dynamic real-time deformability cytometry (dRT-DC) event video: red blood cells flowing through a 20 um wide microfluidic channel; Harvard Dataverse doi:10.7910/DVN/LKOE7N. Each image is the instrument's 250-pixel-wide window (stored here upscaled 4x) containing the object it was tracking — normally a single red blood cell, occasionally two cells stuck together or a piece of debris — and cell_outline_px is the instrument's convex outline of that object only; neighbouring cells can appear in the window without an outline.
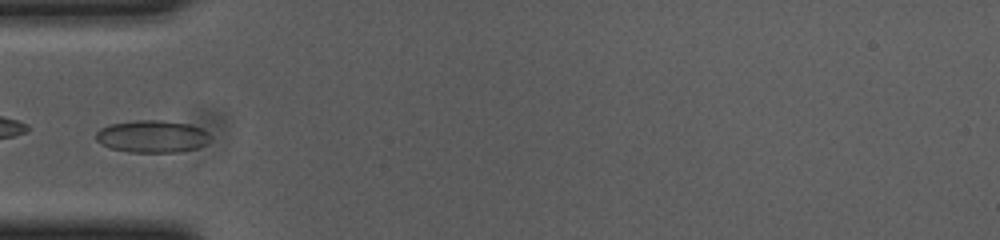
{"species": "common noctule bat (a hibernating species)", "species_latin": "Nyctalus noctula", "temperature_condition": "cold", "stored_images_in_passage": 37, "camera_frame_rate_fps": 3000, "um_per_image_px": 0.085, "animal": {"sex": "female", "body_mass_g": 23.0, "forearm_length_mm": 53.4}, "frame": {"image": 1, "passage_image": 1, "time_ms": 0.0, "image_size_px": [1000, 240], "cell_outline_px": [[208, 140], [204, 144], [196, 148], [176, 152], [128, 152], [112, 148], [96, 140], [96, 132], [100, 128], [108, 124], [136, 120], [164, 120], [188, 124], [200, 128], [208, 132]], "centroid_in_image_um": [12.9, 11.58], "position_along_channel_um": 72.1, "area_um2": 21.33}}
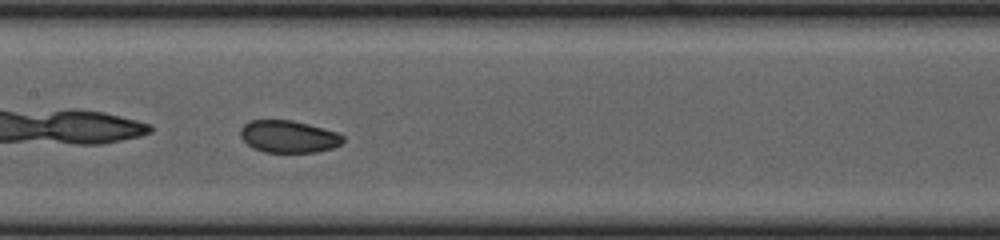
{"frame": {"image": 2, "passage_image": 10, "time_ms": 3.0, "image_size_px": [1000, 240], "cell_outline_px": [[344, 140], [340, 144], [332, 148], [316, 152], [264, 152], [252, 148], [240, 136], [240, 128], [244, 124], [252, 120], [292, 120], [308, 124], [336, 132], [344, 136]], "centroid_in_image_um": [24.51, 11.61], "position_along_channel_um": 182.9, "area_um2": 19.19}}
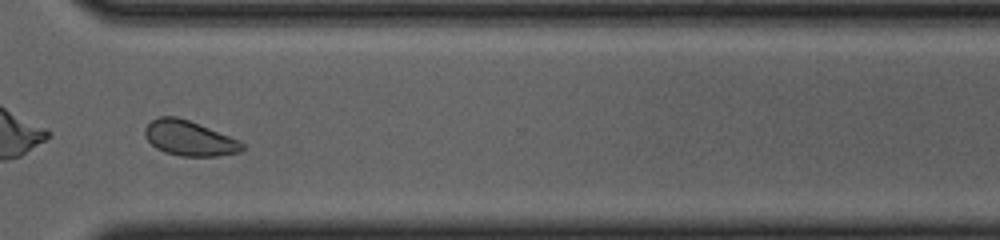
{"frame": {"image": 3, "passage_image": 24, "time_ms": 7.667, "image_size_px": [1000, 240], "cell_outline_px": [[244, 148], [240, 152], [220, 156], [180, 156], [164, 152], [156, 148], [148, 140], [144, 132], [144, 128], [152, 120], [160, 116], [176, 116], [188, 120], [240, 140], [244, 144]], "centroid_in_image_um": [16.1, 11.76], "position_along_channel_um": 354.5, "area_um2": 19.83}}